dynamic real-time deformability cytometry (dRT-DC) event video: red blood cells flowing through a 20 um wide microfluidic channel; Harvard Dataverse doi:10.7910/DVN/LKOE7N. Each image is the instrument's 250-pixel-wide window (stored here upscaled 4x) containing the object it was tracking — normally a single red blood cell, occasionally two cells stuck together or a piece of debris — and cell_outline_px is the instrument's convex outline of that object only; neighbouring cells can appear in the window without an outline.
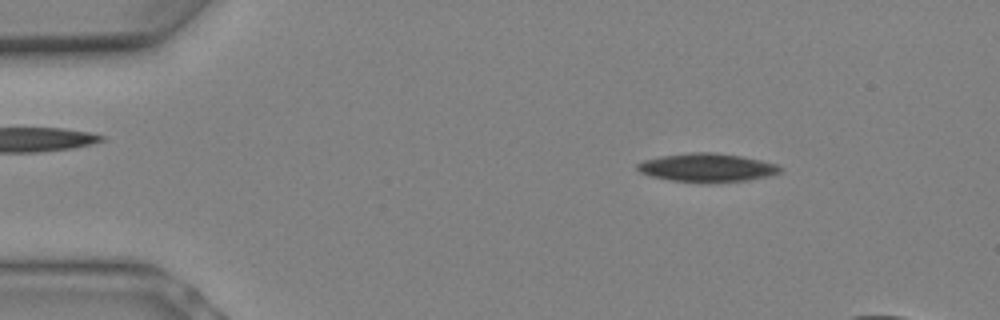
{"species": "Egyptian fruit bat (a non-hibernating species)", "species_latin": "Rousettus aegyptiacus", "temperature_condition": "warm", "stored_images_in_passage": 5, "camera_frame_rate_fps": 3000, "um_per_image_px": 0.085, "animal": {"sex": "female"}, "frame": {"image": 1, "passage_image": 1, "time_ms": 0.0, "image_size_px": [1000, 320], "cell_outline_px": [[784, 168], [780, 172], [768, 176], [748, 180], [672, 180], [652, 176], [640, 172], [636, 168], [636, 164], [644, 160], [660, 156], [688, 152], [712, 152], [740, 156], [760, 160], [776, 164]], "centroid_in_image_um": [60.09, 14.2], "position_along_channel_um": 24.9, "area_um2": 22.83}}